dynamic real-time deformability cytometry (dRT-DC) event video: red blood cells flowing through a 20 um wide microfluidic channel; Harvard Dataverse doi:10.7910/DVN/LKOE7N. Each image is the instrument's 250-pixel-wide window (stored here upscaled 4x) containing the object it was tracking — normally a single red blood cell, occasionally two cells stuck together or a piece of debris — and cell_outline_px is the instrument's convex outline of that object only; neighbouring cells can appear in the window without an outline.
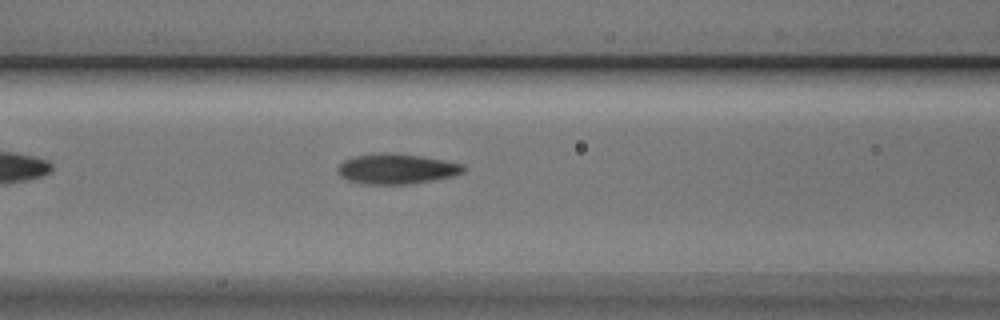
{"species": "Egyptian fruit bat (a non-hibernating species)", "species_latin": "Rousettus aegyptiacus", "temperature_condition": "cold", "stored_images_in_passage": 6, "camera_frame_rate_fps": 3000, "um_per_image_px": 0.085, "animal": {"sex": "male"}, "frame": {"image": 1, "passage_image": 6, "time_ms": 1.667, "image_size_px": [1000, 320], "cell_outline_px": [[464, 172], [452, 176], [432, 180], [408, 184], [364, 184], [348, 180], [340, 176], [336, 168], [344, 160], [356, 156], [380, 152], [388, 152], [420, 156], [444, 160], [464, 164]], "centroid_in_image_um": [33.69, 14.35], "position_along_channel_um": 132.9, "area_um2": 22.08}}